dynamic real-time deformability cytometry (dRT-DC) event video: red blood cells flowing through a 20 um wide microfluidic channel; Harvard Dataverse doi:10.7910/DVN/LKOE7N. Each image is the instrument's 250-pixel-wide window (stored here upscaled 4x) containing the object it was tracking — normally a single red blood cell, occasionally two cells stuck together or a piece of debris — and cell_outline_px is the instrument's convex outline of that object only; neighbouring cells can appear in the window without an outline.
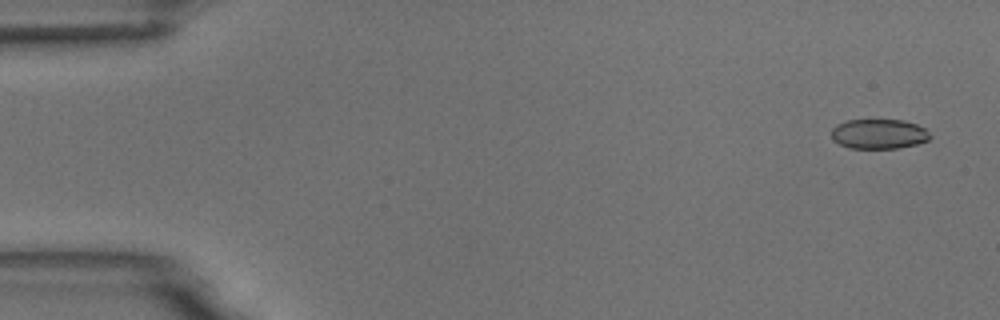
{"species": "common noctule bat (a hibernating species)", "species_latin": "Nyctalus noctula", "temperature_condition": "room temperature", "stored_images_in_passage": 5, "segment_of_instrument_passage": [1, 2], "camera_frame_rate_fps": 3000, "um_per_image_px": 0.085, "animal": {"sex": "male", "body_mass_g": 18.8}, "frame": {"image": 1, "passage_image": 1, "time_ms": 0.0, "image_size_px": [1000, 320], "cell_outline_px": [[932, 136], [928, 140], [916, 144], [896, 148], [848, 148], [832, 140], [832, 128], [836, 124], [848, 120], [904, 120], [916, 124], [924, 128]], "centroid_in_image_um": [74.68, 11.38], "position_along_channel_um": 10.3, "area_um2": 17.11}}